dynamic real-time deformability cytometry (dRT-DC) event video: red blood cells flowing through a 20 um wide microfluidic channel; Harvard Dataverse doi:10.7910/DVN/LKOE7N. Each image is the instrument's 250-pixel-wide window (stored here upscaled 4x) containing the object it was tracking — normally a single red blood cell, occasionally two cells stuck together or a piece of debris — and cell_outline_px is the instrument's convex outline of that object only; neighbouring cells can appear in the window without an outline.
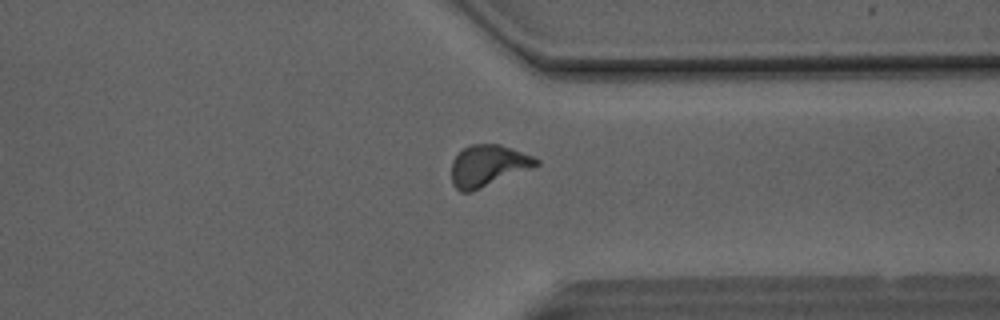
{"species": "Egyptian fruit bat (a non-hibernating species)", "species_latin": "Rousettus aegyptiacus", "temperature_condition": "room temperature", "stored_images_in_passage": 41, "camera_frame_rate_fps": 3000, "um_per_image_px": 0.085, "animal": {"sex": "male"}, "frame": {"image": 1, "passage_image": 30, "time_ms": 9.667, "image_size_px": [1000, 320], "cell_outline_px": [[540, 164], [472, 192], [460, 192], [452, 184], [452, 160], [464, 148], [472, 144], [500, 144], [512, 148], [532, 156], [540, 160]], "centroid_in_image_um": [41.46, 14.08], "position_along_channel_um": 369.9, "area_um2": 20.29}}
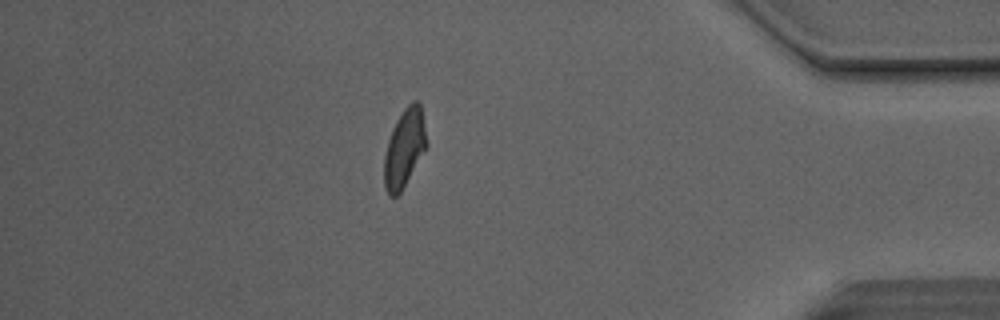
{"frame": {"image": 2, "passage_image": 35, "time_ms": 11.333, "image_size_px": [1000, 320], "cell_outline_px": [[428, 144], [400, 192], [396, 196], [388, 196], [384, 188], [384, 156], [388, 140], [392, 128], [396, 120], [404, 108], [412, 100], [420, 100]], "centroid_in_image_um": [34.37, 12.55], "position_along_channel_um": 400.8, "area_um2": 19.31}, "authors_computed_cell_mechanics": {"area_um2": 19.8832, "velocity_mm_per_s": 4.1191, "shape_relaxation_time_tau1_ms": 5.3986, "shape_relaxation_time_tau2_ms": 1.15, "deformation_change_tau1": 0.1618, "deformation_change_tau2": 0.0756}}